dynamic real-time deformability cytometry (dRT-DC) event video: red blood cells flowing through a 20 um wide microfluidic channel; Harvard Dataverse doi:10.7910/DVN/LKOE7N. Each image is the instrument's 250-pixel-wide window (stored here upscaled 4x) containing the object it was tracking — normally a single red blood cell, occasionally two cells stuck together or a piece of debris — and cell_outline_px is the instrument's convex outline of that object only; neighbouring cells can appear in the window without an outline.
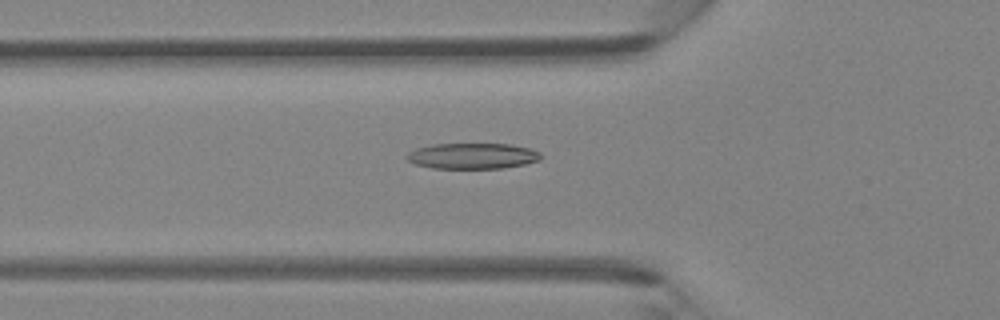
{"species": "Egyptian fruit bat (a non-hibernating species)", "species_latin": "Rousettus aegyptiacus", "temperature_condition": "room temperature", "stored_images_in_passage": 43, "camera_frame_rate_fps": 3000, "um_per_image_px": 0.085, "animal": {"sex": "female"}, "frame": {"image": 1, "passage_image": 16, "time_ms": 5.0, "image_size_px": [1000, 320], "cell_outline_px": [[544, 156], [540, 160], [524, 164], [504, 168], [432, 168], [416, 164], [408, 160], [404, 156], [408, 152], [416, 148], [432, 144], [512, 144], [532, 148], [540, 152]], "centroid_in_image_um": [40.2, 13.25], "position_along_channel_um": 85.6, "area_um2": 20.35}}
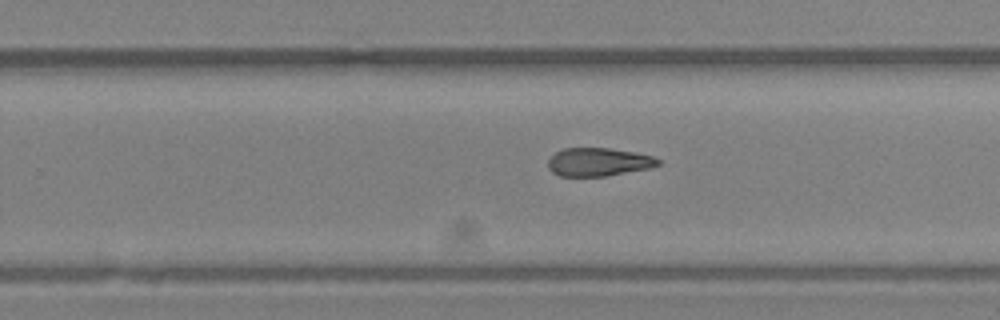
{"frame": {"image": 2, "passage_image": 29, "time_ms": 9.333, "image_size_px": [1000, 320], "cell_outline_px": [[660, 164], [652, 168], [604, 176], [560, 176], [552, 172], [548, 168], [548, 160], [556, 152], [564, 148], [608, 148], [636, 152], [652, 156], [660, 160]], "centroid_in_image_um": [50.88, 13.77], "position_along_channel_um": 278.9, "area_um2": 18.15}}
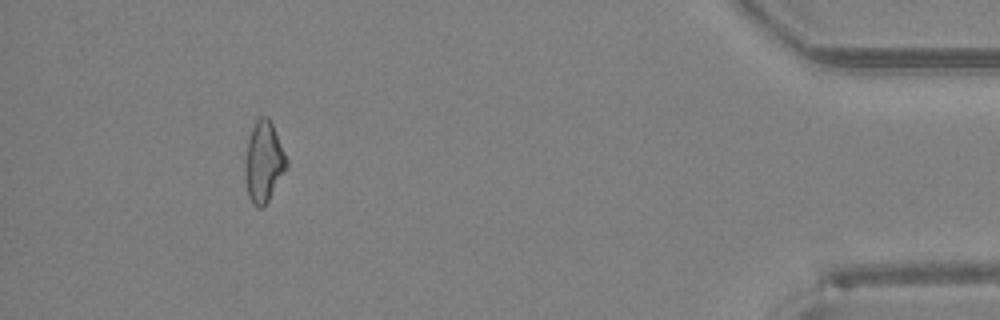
{"frame": {"image": 3, "passage_image": 42, "time_ms": 13.667, "image_size_px": [1000, 320], "cell_outline_px": [[288, 164], [268, 200], [260, 208], [252, 204], [248, 196], [244, 176], [244, 164], [248, 140], [252, 128], [256, 120], [260, 116], [268, 116], [272, 124], [288, 160]], "centroid_in_image_um": [22.39, 13.75], "position_along_channel_um": 412.8, "area_um2": 19.31}}